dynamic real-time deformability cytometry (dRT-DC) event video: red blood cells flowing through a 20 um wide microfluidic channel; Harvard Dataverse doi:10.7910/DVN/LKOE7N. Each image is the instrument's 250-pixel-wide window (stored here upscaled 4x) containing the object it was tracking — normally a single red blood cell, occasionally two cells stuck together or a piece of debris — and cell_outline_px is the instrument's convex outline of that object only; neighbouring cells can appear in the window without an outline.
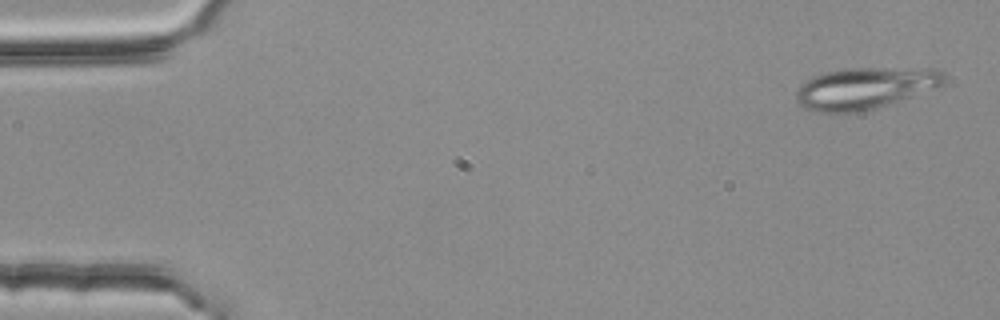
{"species": "common noctule bat (a hibernating species)", "species_latin": "Nyctalus noctula", "temperature_condition": "room temperature", "stored_images_in_passage": 4, "camera_frame_rate_fps": 3000, "um_per_image_px": 0.085, "animal": {"sex": "female", "body_mass_g": 25.1}, "frame": {"image": 1, "passage_image": 1, "time_ms": 0.0, "image_size_px": [1000, 320], "cell_outline_px": [[944, 84], [900, 100], [876, 108], [852, 112], [812, 112], [800, 104], [796, 100], [796, 88], [800, 84], [812, 76], [824, 72], [844, 68], [936, 68], [944, 72]], "centroid_in_image_um": [73.48, 7.47], "position_along_channel_um": 11.5, "area_um2": 35.84}}